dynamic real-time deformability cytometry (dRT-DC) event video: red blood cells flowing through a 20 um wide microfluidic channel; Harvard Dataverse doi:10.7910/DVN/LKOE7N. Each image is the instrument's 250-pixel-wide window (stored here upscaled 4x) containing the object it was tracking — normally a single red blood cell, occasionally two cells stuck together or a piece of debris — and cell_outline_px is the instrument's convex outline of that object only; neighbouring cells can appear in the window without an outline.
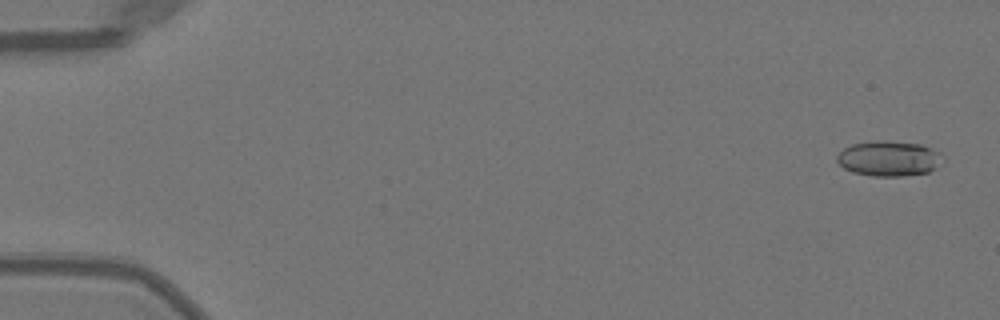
{"species": "Egyptian fruit bat (a non-hibernating species)", "species_latin": "Rousettus aegyptiacus", "temperature_condition": "warm", "stored_images_in_passage": 51, "camera_frame_rate_fps": 3000, "um_per_image_px": 0.085, "animal": {"sex": "female"}, "frame": {"image": 1, "passage_image": 2, "time_ms": 0.333, "image_size_px": [1000, 320], "cell_outline_px": [[940, 152], [936, 168], [928, 172], [900, 176], [872, 176], [852, 172], [844, 168], [836, 160], [836, 156], [844, 148], [852, 144], [876, 140], [884, 140], [920, 144]], "centroid_in_image_um": [75.49, 13.47], "position_along_channel_um": 9.5, "area_um2": 21.44}}
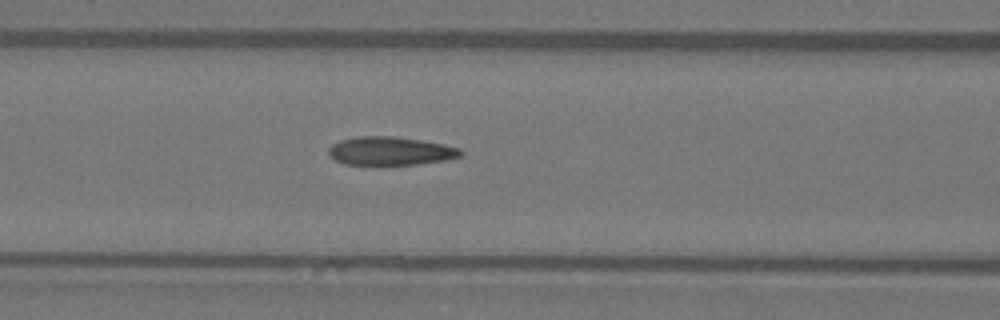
{"frame": {"image": 2, "passage_image": 22, "time_ms": 7.0, "image_size_px": [1000, 320], "cell_outline_px": [[464, 152], [460, 156], [444, 160], [416, 164], [384, 168], [344, 164], [336, 160], [328, 152], [328, 148], [332, 144], [340, 140], [356, 136], [392, 136], [420, 140], [444, 144], [460, 148]], "centroid_in_image_um": [33.14, 12.88], "position_along_channel_um": 133.5, "area_um2": 22.72}}
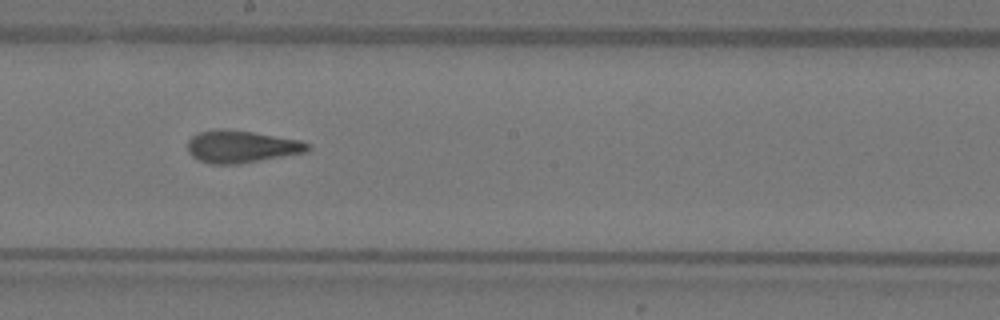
{"frame": {"image": 3, "passage_image": 29, "time_ms": 9.333, "image_size_px": [1000, 320], "cell_outline_px": [[312, 148], [308, 152], [240, 164], [208, 164], [192, 156], [188, 152], [188, 140], [192, 136], [200, 132], [220, 128], [252, 132], [300, 140], [312, 144]], "centroid_in_image_um": [20.56, 12.47], "position_along_channel_um": 227.6, "area_um2": 22.77}, "authors_computed_cell_mechanics": {"area_um2": 21.964, "velocity_mm_per_s": 4.051, "shape_relaxation_time_tau1_ms": null, "shape_relaxation_time_tau2_ms": 1.8942, "deformation_change_tau1": null, "deformation_change_tau2": 0.1027}}